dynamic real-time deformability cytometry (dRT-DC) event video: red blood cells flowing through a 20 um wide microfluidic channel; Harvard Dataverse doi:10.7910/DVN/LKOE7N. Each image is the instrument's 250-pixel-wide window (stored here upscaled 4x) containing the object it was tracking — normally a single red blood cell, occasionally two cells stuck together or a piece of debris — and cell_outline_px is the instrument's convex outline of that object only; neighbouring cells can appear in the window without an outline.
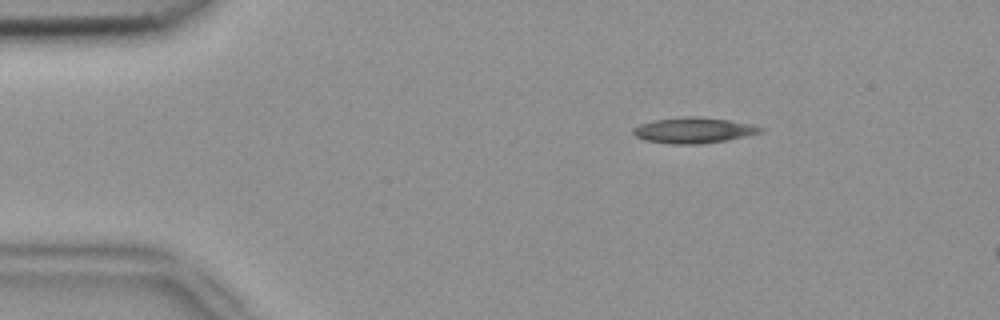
{"species": "common noctule bat (a hibernating species)", "species_latin": "Nyctalus noctula", "temperature_condition": "room temperature", "stored_images_in_passage": 3, "camera_frame_rate_fps": 3000, "um_per_image_px": 0.085, "animal": {"sex": "female", "body_mass_g": 18.4}, "frame": {"image": 1, "passage_image": 1, "time_ms": 0.0, "image_size_px": [1000, 320], "cell_outline_px": [[764, 132], [728, 140], [700, 144], [668, 144], [644, 140], [636, 136], [632, 132], [632, 128], [640, 124], [652, 120], [688, 116], [704, 116], [752, 124], [764, 128]], "centroid_in_image_um": [58.96, 11.07], "position_along_channel_um": 26.0, "area_um2": 19.36}}